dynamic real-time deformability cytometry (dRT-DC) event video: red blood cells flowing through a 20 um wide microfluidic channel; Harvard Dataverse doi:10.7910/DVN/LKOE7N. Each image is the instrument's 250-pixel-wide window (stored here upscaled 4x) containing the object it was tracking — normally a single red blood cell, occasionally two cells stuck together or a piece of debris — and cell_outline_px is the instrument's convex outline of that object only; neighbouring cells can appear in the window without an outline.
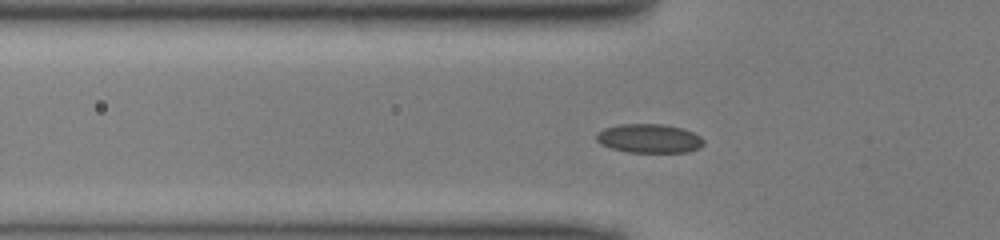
{"species": "common noctule bat (a hibernating species)", "species_latin": "Nyctalus noctula", "temperature_condition": "cold", "stored_images_in_passage": 48, "camera_frame_rate_fps": 3000, "um_per_image_px": 0.085, "animal": {"sex": "male", "body_mass_g": 13.0, "forearm_length_mm": 53.1}, "frame": {"image": 1, "passage_image": 14, "time_ms": 4.333, "image_size_px": [1000, 240], "cell_outline_px": [[704, 144], [700, 148], [688, 152], [628, 152], [612, 148], [600, 144], [596, 140], [596, 132], [604, 128], [620, 124], [664, 124], [684, 128], [700, 136], [704, 140]], "centroid_in_image_um": [55.19, 11.76], "position_along_channel_um": 70.6, "area_um2": 18.26}}
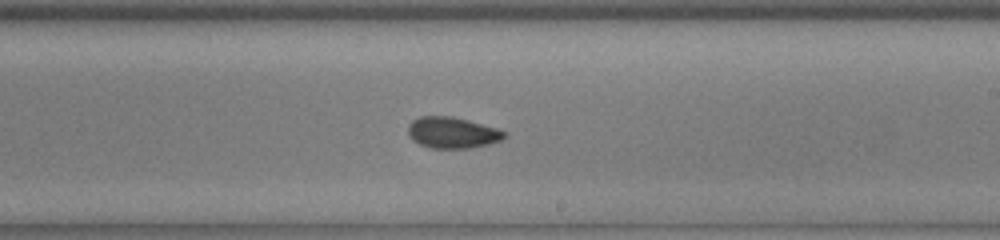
{"frame": {"image": 2, "passage_image": 27, "time_ms": 8.667, "image_size_px": [1000, 240], "cell_outline_px": [[508, 136], [500, 140], [488, 144], [468, 148], [432, 148], [420, 144], [412, 140], [408, 136], [408, 124], [412, 120], [420, 116], [452, 116], [468, 120], [496, 128], [508, 132]], "centroid_in_image_um": [38.44, 11.27], "position_along_channel_um": 250.6, "area_um2": 17.57}}
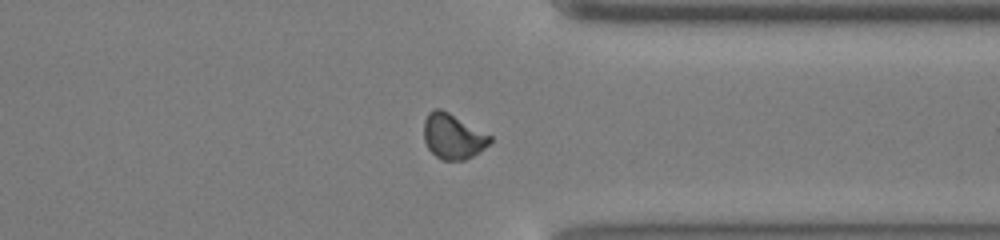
{"frame": {"image": 3, "passage_image": 36, "time_ms": 11.667, "image_size_px": [1000, 240], "cell_outline_px": [[492, 140], [484, 148], [472, 156], [464, 160], [444, 160], [436, 156], [428, 148], [424, 140], [424, 120], [428, 112], [432, 108], [440, 108], [448, 112], [492, 136]], "centroid_in_image_um": [38.47, 11.58], "position_along_channel_um": 372.9, "area_um2": 17.28}}